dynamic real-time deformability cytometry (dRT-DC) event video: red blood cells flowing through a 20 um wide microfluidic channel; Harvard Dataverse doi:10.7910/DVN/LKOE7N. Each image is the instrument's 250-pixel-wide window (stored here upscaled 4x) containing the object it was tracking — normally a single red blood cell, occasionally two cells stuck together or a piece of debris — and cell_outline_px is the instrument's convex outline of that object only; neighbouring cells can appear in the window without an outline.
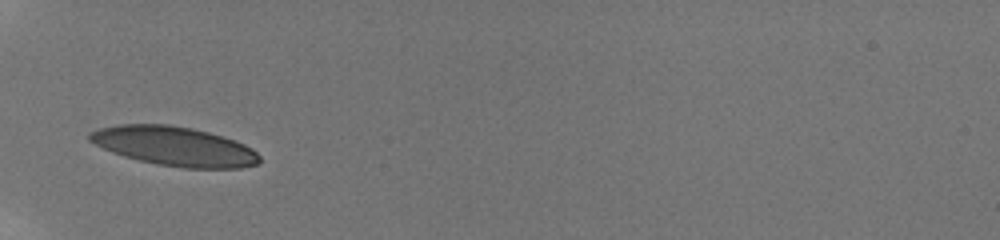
{"species": "human", "species_latin": "Homo sapiens", "temperature_condition": "room temperature", "stored_images_in_passage": 4, "camera_frame_rate_fps": 3000, "um_per_image_px": 0.085, "donor": {"sex": "male"}, "frame": {"image": 1, "passage_image": 1, "time_ms": 0.0, "image_size_px": [1000, 240], "cell_outline_px": [[260, 164], [240, 168], [184, 168], [160, 164], [140, 160], [124, 156], [112, 152], [88, 140], [88, 132], [100, 128], [120, 124], [168, 124], [192, 128], [208, 132], [236, 140], [252, 148], [260, 156]], "centroid_in_image_um": [14.85, 12.42], "position_along_channel_um": 70.1, "area_um2": 38.78}}
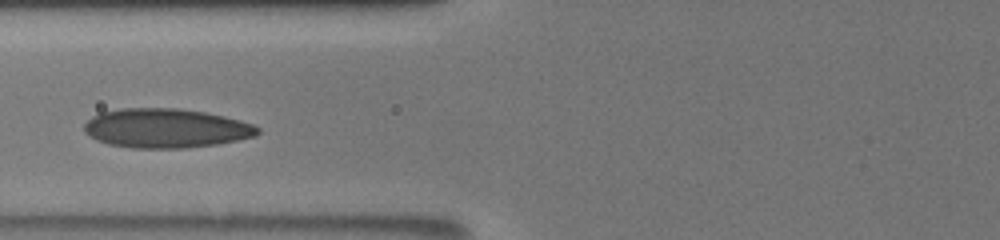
{"frame": {"image": 2, "passage_image": 3, "time_ms": 1.333, "image_size_px": [1000, 240], "cell_outline_px": [[260, 132], [256, 136], [216, 144], [188, 148], [132, 148], [108, 144], [96, 140], [84, 132], [84, 124], [92, 116], [100, 112], [120, 108], [180, 108], [204, 112], [224, 116], [240, 120], [252, 124], [260, 128]], "centroid_in_image_um": [14.08, 10.9], "position_along_channel_um": 111.7, "area_um2": 39.88}}